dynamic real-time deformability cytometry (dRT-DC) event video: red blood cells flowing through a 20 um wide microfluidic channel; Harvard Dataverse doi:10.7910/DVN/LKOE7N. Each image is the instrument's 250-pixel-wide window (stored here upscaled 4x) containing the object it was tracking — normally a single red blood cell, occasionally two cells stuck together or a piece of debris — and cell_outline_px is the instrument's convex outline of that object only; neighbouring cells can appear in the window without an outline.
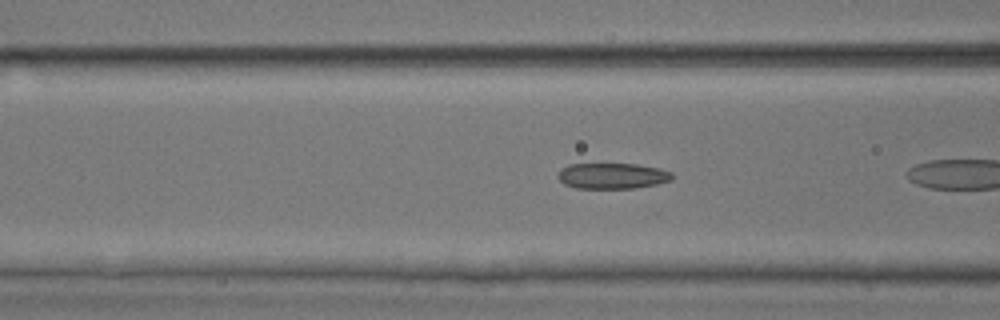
{"species": "common noctule bat (a hibernating species)", "species_latin": "Nyctalus noctula", "temperature_condition": "room temperature", "stored_images_in_passage": 8, "camera_frame_rate_fps": 3000, "um_per_image_px": 0.085, "animal": {"sex": "male", "body_mass_g": 17.9, "forearm_length_mm": 54.2}, "frame": {"image": 1, "passage_image": 6, "time_ms": 1.667, "image_size_px": [1000, 320], "cell_outline_px": [[672, 180], [656, 184], [636, 188], [576, 188], [564, 184], [556, 176], [560, 168], [568, 164], [636, 164], [660, 168], [672, 172]], "centroid_in_image_um": [52.02, 14.94], "position_along_channel_um": 114.6, "area_um2": 17.28}}